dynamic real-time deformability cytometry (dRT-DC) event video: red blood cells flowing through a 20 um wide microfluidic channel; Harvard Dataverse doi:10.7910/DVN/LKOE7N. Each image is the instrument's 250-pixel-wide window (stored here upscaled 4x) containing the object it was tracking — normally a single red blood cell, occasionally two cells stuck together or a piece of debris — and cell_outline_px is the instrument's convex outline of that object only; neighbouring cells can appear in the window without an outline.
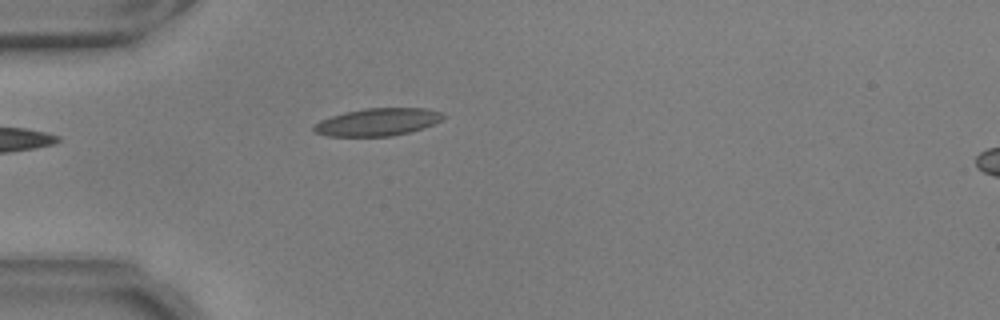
{"species": "common noctule bat (a hibernating species)", "species_latin": "Nyctalus noctula", "temperature_condition": "warm", "stored_images_in_passage": 40, "camera_frame_rate_fps": 3000, "um_per_image_px": 0.085, "animal": {"sex": "male", "body_mass_g": 17.9, "forearm_length_mm": 54.2}, "frame": {"image": 1, "passage_image": 1, "time_ms": 0.0, "image_size_px": [1000, 320], "cell_outline_px": [[444, 116], [440, 120], [424, 128], [392, 136], [328, 136], [316, 132], [312, 128], [320, 120], [344, 112], [364, 108], [428, 108], [440, 112]], "centroid_in_image_um": [32.09, 10.36], "position_along_channel_um": 52.9, "area_um2": 20.58}}
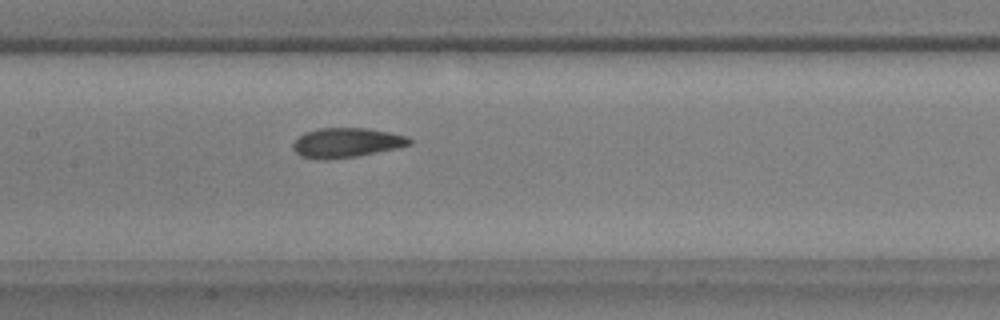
{"frame": {"image": 2, "passage_image": 12, "time_ms": 3.667, "image_size_px": [1000, 320], "cell_outline_px": [[412, 144], [396, 148], [356, 156], [300, 156], [292, 148], [292, 144], [304, 132], [320, 128], [368, 128], [408, 136], [412, 140]], "centroid_in_image_um": [29.52, 12.07], "position_along_channel_um": 177.9, "area_um2": 19.19}}
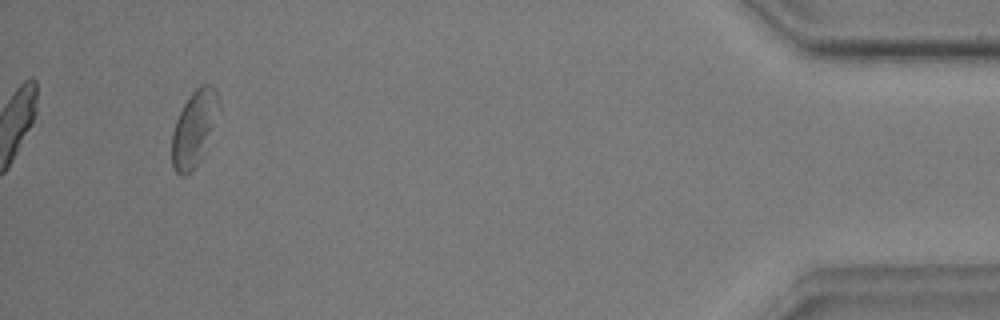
{"frame": {"image": 3, "passage_image": 37, "time_ms": 12.0, "image_size_px": [1000, 320], "cell_outline_px": [[220, 108], [204, 156], [184, 176], [180, 176], [172, 168], [172, 132], [176, 120], [184, 104], [192, 92], [196, 88], [204, 84], [212, 84], [216, 88]], "centroid_in_image_um": [16.51, 10.91], "position_along_channel_um": 418.7, "area_um2": 20.75}, "authors_computed_cell_mechanics": {"area_um2": 20.2878, "velocity_mm_per_s": 3.686, "shape_relaxation_time_tau1_ms": 4.7022, "shape_relaxation_time_tau2_ms": 2.2308, "deformation_change_tau1": 0.1513, "deformation_change_tau2": 0.0945}}